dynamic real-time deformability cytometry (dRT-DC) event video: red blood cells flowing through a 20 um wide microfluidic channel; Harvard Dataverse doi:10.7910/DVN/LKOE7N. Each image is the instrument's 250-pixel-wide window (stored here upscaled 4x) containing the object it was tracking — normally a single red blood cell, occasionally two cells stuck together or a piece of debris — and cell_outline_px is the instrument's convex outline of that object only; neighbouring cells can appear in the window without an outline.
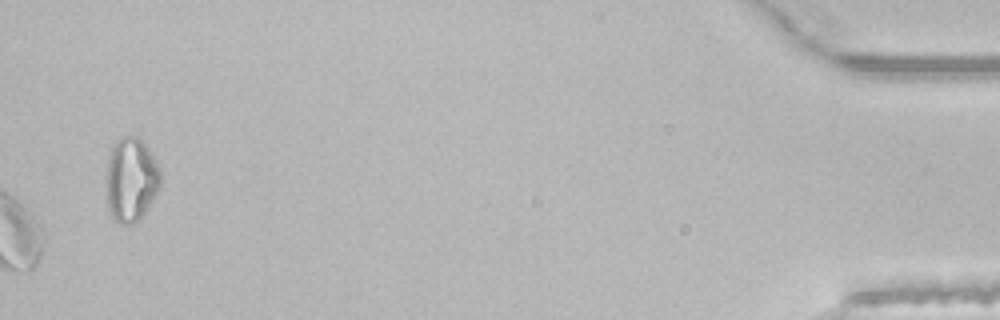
{"species": "common noctule bat (a hibernating species)", "species_latin": "Nyctalus noctula", "temperature_condition": "room temperature", "stored_images_in_passage": 41, "camera_frame_rate_fps": 3000, "um_per_image_px": 0.085, "animal": {"sex": "male", "body_mass_g": 21.5, "forearm_length_mm": 52.0}, "frame": {"image": 1, "passage_image": 41, "time_ms": 13.333, "image_size_px": [1000, 320], "cell_outline_px": [[160, 188], [156, 196], [140, 220], [132, 224], [120, 224], [108, 212], [104, 180], [104, 176], [108, 156], [112, 144], [120, 136], [136, 136], [148, 148], [160, 172]], "centroid_in_image_um": [11.08, 15.29], "position_along_channel_um": 424.1, "area_um2": 27.28}, "authors_computed_cell_mechanics": {"area_um2": 20.8658, "velocity_mm_per_s": 4.0966, "shape_relaxation_time_tau1_ms": 10.4159, "shape_relaxation_time_tau2_ms": 3.3534, "deformation_change_tau1": 0.1713, "deformation_change_tau2": 0.1101}}